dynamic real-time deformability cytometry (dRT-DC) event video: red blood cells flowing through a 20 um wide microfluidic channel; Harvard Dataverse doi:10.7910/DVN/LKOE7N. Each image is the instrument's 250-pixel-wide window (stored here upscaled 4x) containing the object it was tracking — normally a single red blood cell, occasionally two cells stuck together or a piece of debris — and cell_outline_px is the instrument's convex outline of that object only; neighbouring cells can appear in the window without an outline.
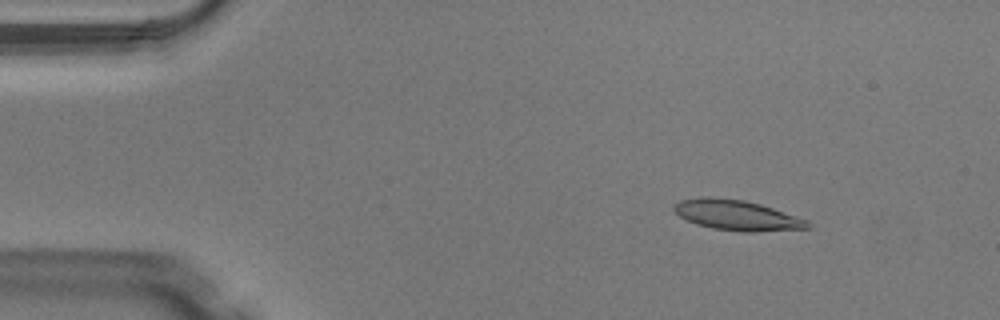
{"species": "Egyptian fruit bat (a non-hibernating species)", "species_latin": "Rousettus aegyptiacus", "temperature_condition": "warm", "stored_images_in_passage": 48, "camera_frame_rate_fps": 3000, "um_per_image_px": 0.085, "animal": {"sex": "male"}, "frame": {"image": 1, "passage_image": 6, "time_ms": 1.667, "image_size_px": [1000, 320], "cell_outline_px": [[812, 228], [756, 232], [744, 232], [712, 228], [696, 224], [680, 216], [672, 208], [680, 200], [700, 196], [708, 196], [744, 200], [760, 204], [808, 220], [812, 224]], "centroid_in_image_um": [62.66, 18.29], "position_along_channel_um": 22.3, "area_um2": 23.64}}
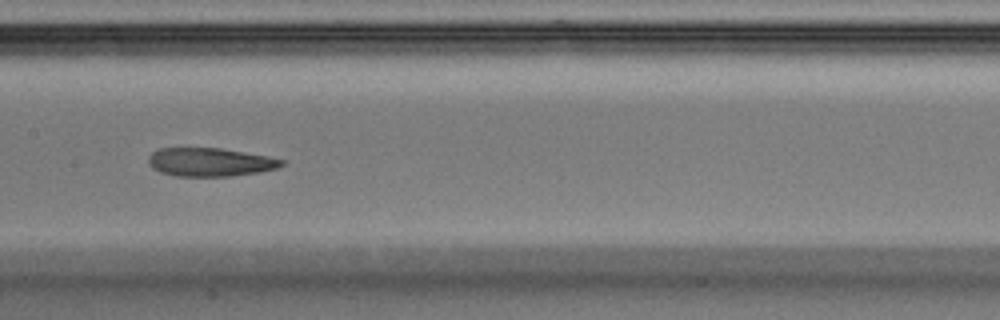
{"frame": {"image": 2, "passage_image": 24, "time_ms": 7.667, "image_size_px": [1000, 320], "cell_outline_px": [[284, 164], [276, 168], [260, 172], [232, 176], [176, 176], [160, 172], [152, 168], [148, 164], [148, 156], [152, 152], [160, 148], [220, 148], [268, 156], [284, 160]], "centroid_in_image_um": [17.83, 13.78], "position_along_channel_um": 189.6, "area_um2": 22.14}}
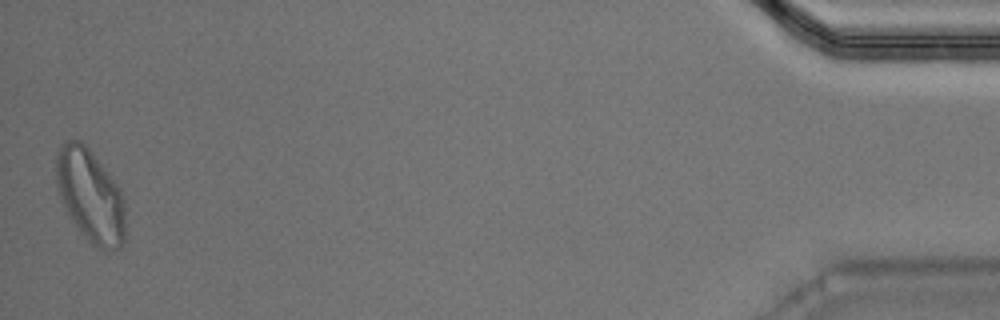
{"frame": {"image": 3, "passage_image": 48, "time_ms": 15.667, "image_size_px": [1000, 320], "cell_outline_px": [[124, 240], [120, 248], [100, 248], [92, 244], [80, 232], [72, 220], [60, 200], [56, 184], [56, 152], [60, 144], [64, 140], [80, 140], [88, 148], [120, 188], [124, 196]], "centroid_in_image_um": [7.65, 16.6], "position_along_channel_um": 427.6, "area_um2": 37.28}, "authors_computed_cell_mechanics": {"area_um2": 23.5535, "velocity_mm_per_s": 4.1085, "shape_relaxation_time_tau1_ms": null, "shape_relaxation_time_tau2_ms": 6.4621, "deformation_change_tau1": null, "deformation_change_tau2": 0.1517}}